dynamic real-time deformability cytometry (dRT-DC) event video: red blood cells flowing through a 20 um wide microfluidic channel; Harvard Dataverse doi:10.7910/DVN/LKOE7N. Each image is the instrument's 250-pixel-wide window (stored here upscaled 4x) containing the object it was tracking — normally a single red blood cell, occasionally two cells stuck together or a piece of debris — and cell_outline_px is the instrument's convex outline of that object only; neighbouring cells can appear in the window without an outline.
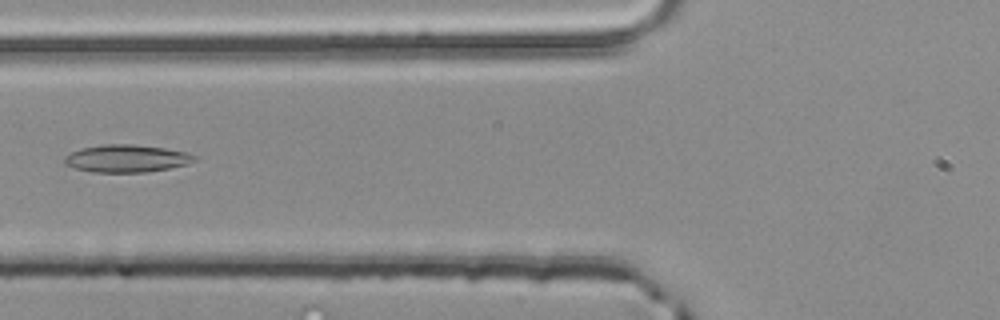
{"species": "common noctule bat (a hibernating species)", "species_latin": "Nyctalus noctula", "temperature_condition": "room temperature", "stored_images_in_passage": 4, "camera_frame_rate_fps": 3000, "um_per_image_px": 0.085, "animal": {"sex": "male", "body_mass_g": 20.4}, "frame": {"image": 1, "passage_image": 4, "time_ms": 1.0, "image_size_px": [1000, 320], "cell_outline_px": [[196, 160], [188, 164], [148, 172], [92, 172], [76, 168], [64, 164], [64, 156], [80, 148], [104, 144], [132, 144], [164, 148], [188, 152], [196, 156]], "centroid_in_image_um": [10.76, 13.47], "position_along_channel_um": 115.0, "area_um2": 20.87}}